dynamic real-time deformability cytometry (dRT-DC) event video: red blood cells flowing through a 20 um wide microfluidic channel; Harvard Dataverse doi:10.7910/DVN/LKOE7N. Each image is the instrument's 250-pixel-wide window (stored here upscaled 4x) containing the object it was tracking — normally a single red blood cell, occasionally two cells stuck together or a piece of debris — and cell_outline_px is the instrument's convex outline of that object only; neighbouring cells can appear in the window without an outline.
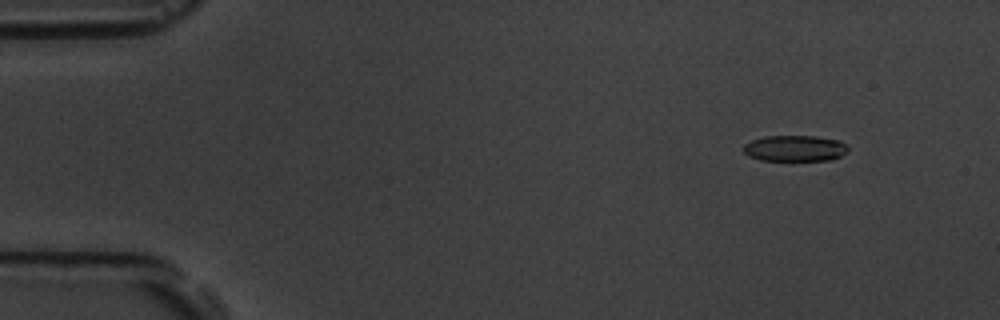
{"species": "common noctule bat (a hibernating species)", "species_latin": "Nyctalus noctula", "temperature_condition": "room temperature", "stored_images_in_passage": 6, "camera_frame_rate_fps": 3000, "um_per_image_px": 0.085, "animal": {"sex": "male", "body_mass_g": 19.5, "forearm_length_mm": 54.6}, "frame": {"image": 1, "passage_image": 2, "time_ms": 1.333, "image_size_px": [1000, 320], "cell_outline_px": [[848, 152], [832, 160], [760, 160], [748, 156], [744, 152], [744, 144], [752, 140], [764, 136], [816, 136], [840, 140], [848, 148]], "centroid_in_image_um": [67.57, 12.6], "position_along_channel_um": 17.4, "area_um2": 15.9}}
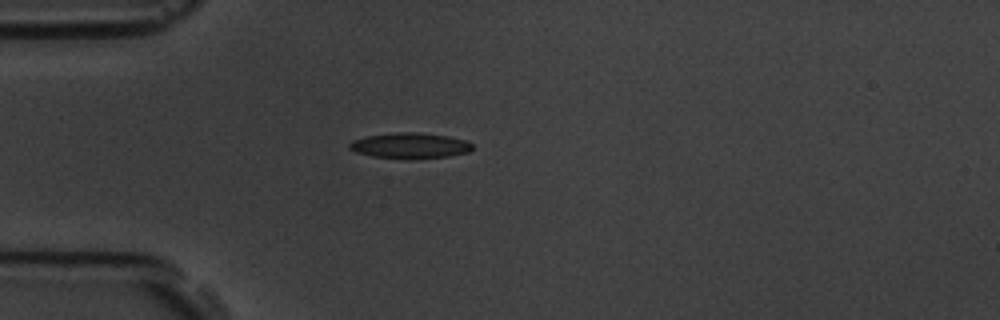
{"frame": {"image": 2, "passage_image": 5, "time_ms": 4.667, "image_size_px": [1000, 320], "cell_outline_px": [[472, 148], [468, 152], [448, 156], [408, 160], [372, 156], [356, 152], [348, 148], [348, 144], [352, 140], [364, 136], [396, 132], [416, 132], [448, 136], [468, 140], [472, 144]], "centroid_in_image_um": [34.82, 12.38], "position_along_channel_um": 50.2, "area_um2": 18.67}}